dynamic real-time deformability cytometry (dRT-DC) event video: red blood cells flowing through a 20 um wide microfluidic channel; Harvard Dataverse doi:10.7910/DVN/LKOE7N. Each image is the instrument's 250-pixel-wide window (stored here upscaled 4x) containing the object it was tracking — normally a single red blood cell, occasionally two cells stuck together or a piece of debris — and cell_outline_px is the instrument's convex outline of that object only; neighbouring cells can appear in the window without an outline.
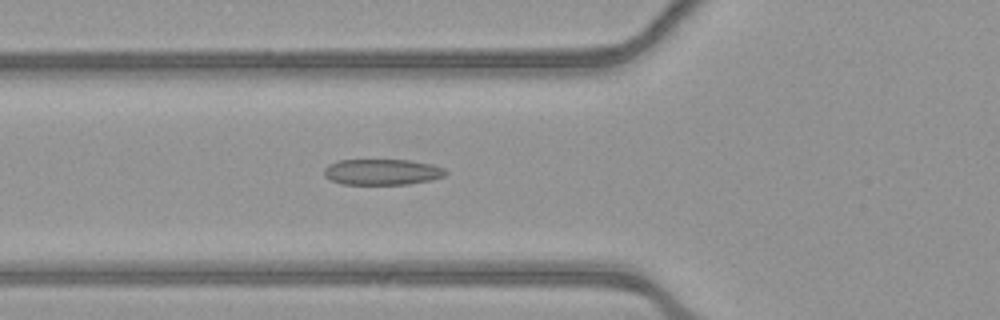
{"species": "common noctule bat (a hibernating species)", "species_latin": "Nyctalus noctula", "temperature_condition": "warm", "stored_images_in_passage": 49, "camera_frame_rate_fps": 3000, "um_per_image_px": 0.085, "animal": {"sex": "female", "body_mass_g": 21.9}, "frame": {"image": 1, "passage_image": 20, "time_ms": 6.333, "image_size_px": [1000, 320], "cell_outline_px": [[448, 172], [444, 176], [428, 180], [408, 184], [340, 184], [324, 176], [324, 168], [328, 164], [340, 160], [408, 160], [432, 164], [444, 168]], "centroid_in_image_um": [32.46, 14.61], "position_along_channel_um": 93.3, "area_um2": 18.26}}
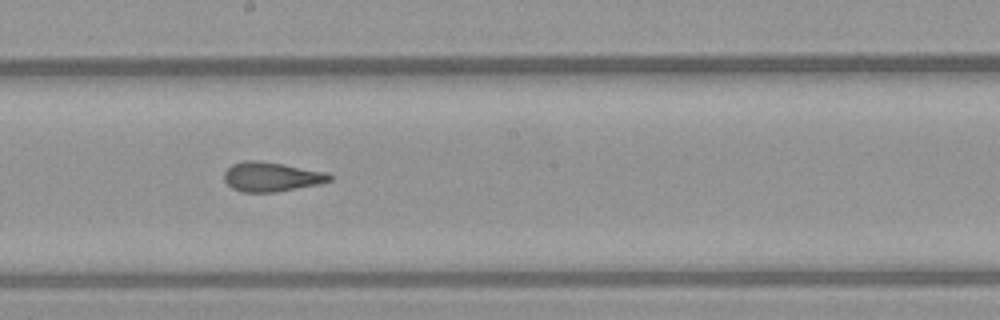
{"frame": {"image": 2, "passage_image": 30, "time_ms": 9.667, "image_size_px": [1000, 320], "cell_outline_px": [[332, 180], [320, 184], [276, 192], [240, 192], [232, 188], [224, 180], [224, 172], [232, 164], [244, 160], [256, 160], [284, 164], [328, 172], [332, 176]], "centroid_in_image_um": [23.08, 15.02], "position_along_channel_um": 225.1, "area_um2": 18.26}}
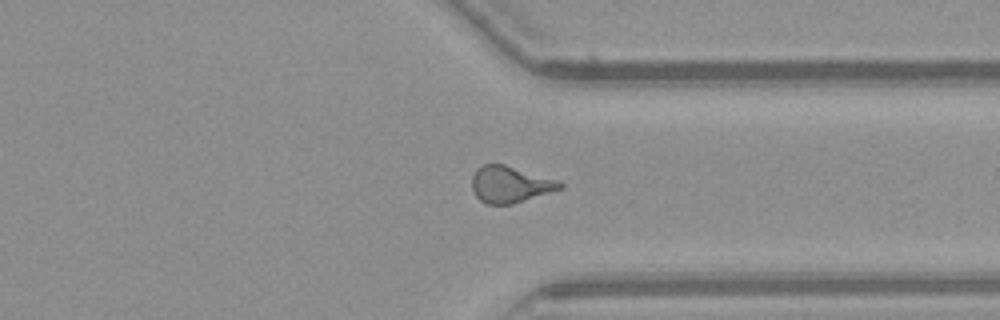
{"frame": {"image": 3, "passage_image": 41, "time_ms": 13.333, "image_size_px": [1000, 320], "cell_outline_px": [[564, 188], [512, 204], [488, 204], [480, 200], [476, 196], [472, 188], [472, 176], [476, 168], [484, 164], [504, 164], [556, 180], [564, 184]], "centroid_in_image_um": [43.34, 15.67], "position_along_channel_um": 368.1, "area_um2": 18.55}}